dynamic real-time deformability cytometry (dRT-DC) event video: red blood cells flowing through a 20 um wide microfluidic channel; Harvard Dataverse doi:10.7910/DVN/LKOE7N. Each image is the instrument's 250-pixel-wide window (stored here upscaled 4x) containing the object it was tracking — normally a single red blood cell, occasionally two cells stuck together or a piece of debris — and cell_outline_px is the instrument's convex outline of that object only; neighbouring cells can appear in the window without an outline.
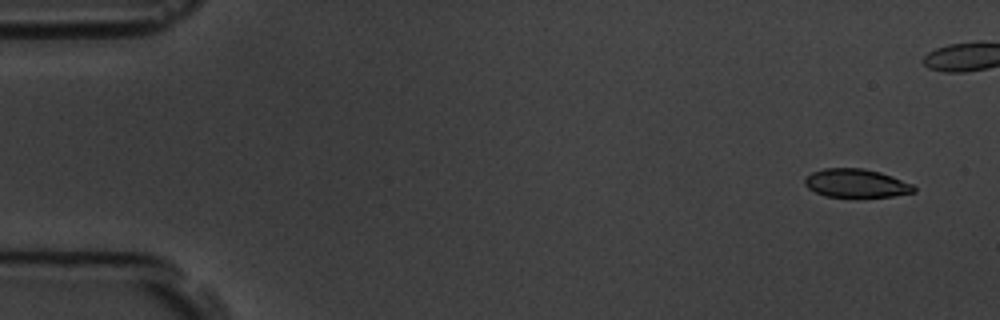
{"species": "common noctule bat (a hibernating species)", "species_latin": "Nyctalus noctula", "temperature_condition": "room temperature", "stored_images_in_passage": 5, "camera_frame_rate_fps": 3000, "um_per_image_px": 0.085, "animal": {"sex": "male", "body_mass_g": 19.5, "forearm_length_mm": 54.6}, "frame": {"image": 1, "passage_image": 1, "time_ms": 0.0, "image_size_px": [1000, 320], "cell_outline_px": [[916, 192], [892, 196], [824, 196], [808, 188], [804, 184], [804, 180], [812, 172], [824, 168], [864, 168], [880, 172], [892, 176], [912, 184], [916, 188]], "centroid_in_image_um": [72.78, 15.56], "position_along_channel_um": 12.2, "area_um2": 17.92}}
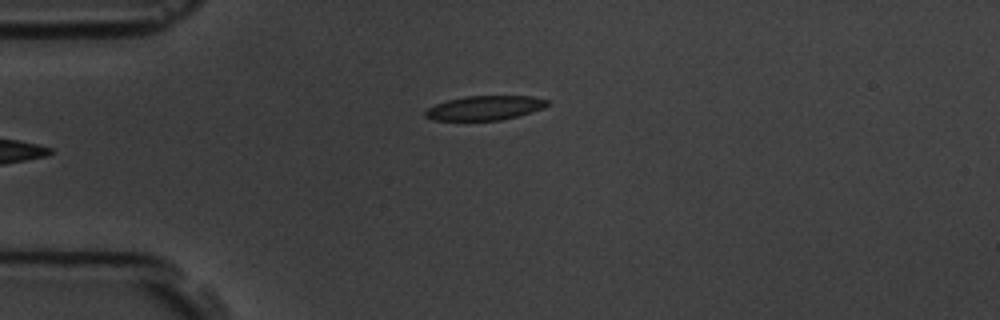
{"frame": {"image": 2, "passage_image": 5, "time_ms": 5.333, "image_size_px": [1000, 320], "cell_outline_px": [[548, 104], [544, 108], [532, 112], [500, 120], [432, 120], [424, 116], [424, 112], [428, 108], [436, 104], [448, 100], [464, 96], [532, 96], [548, 100]], "centroid_in_image_um": [41.2, 9.17], "position_along_channel_um": 43.8, "area_um2": 17.22}}